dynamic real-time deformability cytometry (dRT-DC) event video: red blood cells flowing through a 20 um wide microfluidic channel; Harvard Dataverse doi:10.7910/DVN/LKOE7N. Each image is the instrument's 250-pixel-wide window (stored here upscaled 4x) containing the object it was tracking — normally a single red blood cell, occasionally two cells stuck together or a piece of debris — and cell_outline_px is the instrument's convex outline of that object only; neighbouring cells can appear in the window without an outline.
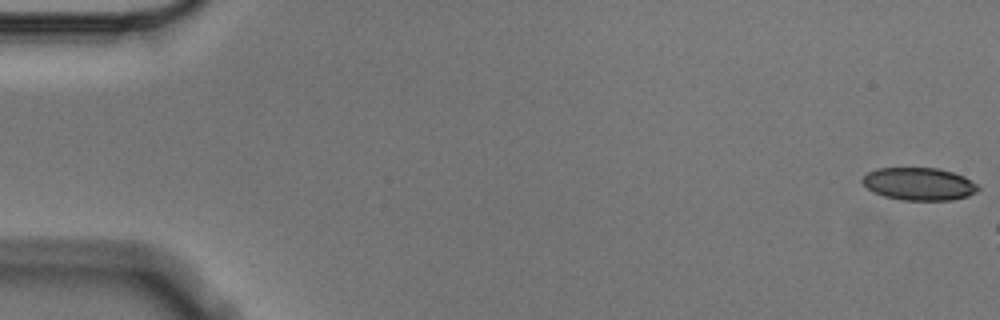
{"species": "Egyptian fruit bat (a non-hibernating species)", "species_latin": "Rousettus aegyptiacus", "temperature_condition": "cold", "stored_images_in_passage": 3, "camera_frame_rate_fps": 3000, "um_per_image_px": 0.085, "animal": {"sex": "male"}, "frame": {"image": 1, "passage_image": 1, "time_ms": 0.0, "image_size_px": [1000, 320], "cell_outline_px": [[980, 188], [976, 192], [968, 196], [952, 200], [904, 200], [884, 196], [872, 192], [860, 180], [868, 172], [876, 168], [936, 168], [952, 172], [964, 176], [976, 184]], "centroid_in_image_um": [78.1, 15.63], "position_along_channel_um": 6.9, "area_um2": 21.96}}